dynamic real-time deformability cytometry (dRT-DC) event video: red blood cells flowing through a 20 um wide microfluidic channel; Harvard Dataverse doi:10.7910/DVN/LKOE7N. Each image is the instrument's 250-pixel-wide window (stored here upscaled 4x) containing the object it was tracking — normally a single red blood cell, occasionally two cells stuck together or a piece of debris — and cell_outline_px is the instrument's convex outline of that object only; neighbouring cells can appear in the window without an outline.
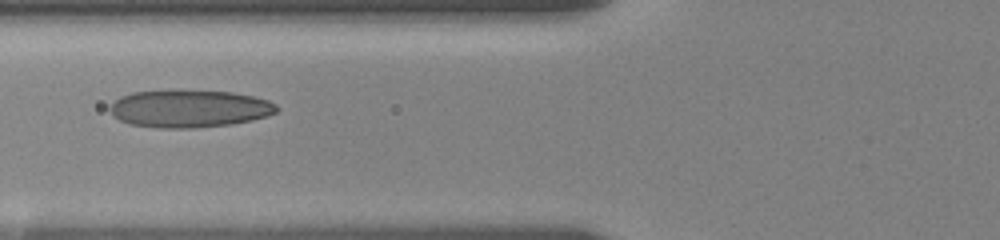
{"species": "human", "species_latin": "Homo sapiens", "temperature_condition": "room temperature", "stored_images_in_passage": 8, "camera_frame_rate_fps": 3000, "um_per_image_px": 0.085, "donor": {"sex": "female"}, "frame": {"image": 1, "passage_image": 6, "time_ms": 6.333, "image_size_px": [1000, 240], "cell_outline_px": [[280, 108], [276, 112], [268, 116], [252, 120], [232, 124], [188, 128], [156, 128], [132, 124], [120, 120], [112, 116], [108, 108], [120, 96], [132, 92], [232, 92], [252, 96], [268, 100], [276, 104]], "centroid_in_image_um": [16.11, 9.26], "position_along_channel_um": 109.7, "area_um2": 35.84}}
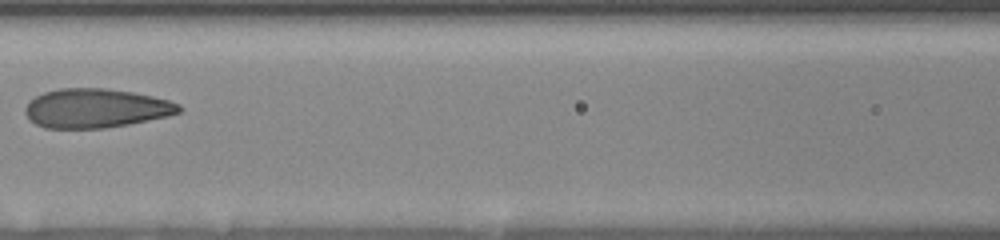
{"frame": {"image": 2, "passage_image": 7, "time_ms": 7.667, "image_size_px": [1000, 240], "cell_outline_px": [[184, 108], [180, 112], [168, 116], [128, 124], [104, 128], [44, 128], [28, 120], [24, 112], [24, 108], [28, 100], [44, 92], [60, 88], [104, 88], [132, 92], [152, 96], [168, 100], [180, 104]], "centroid_in_image_um": [8.11, 9.2], "position_along_channel_um": 158.5, "area_um2": 35.26}}
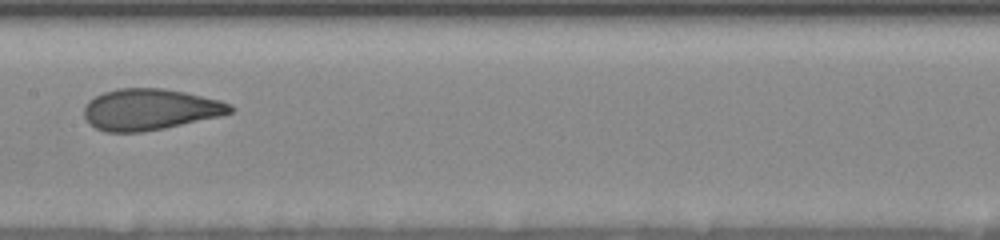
{"frame": {"image": 3, "passage_image": 8, "time_ms": 8.667, "image_size_px": [1000, 240], "cell_outline_px": [[236, 108], [232, 112], [220, 116], [164, 128], [140, 132], [104, 132], [88, 124], [84, 116], [84, 108], [88, 100], [104, 92], [120, 88], [164, 88], [184, 92], [220, 100]], "centroid_in_image_um": [12.72, 9.3], "position_along_channel_um": 194.7, "area_um2": 35.08}}